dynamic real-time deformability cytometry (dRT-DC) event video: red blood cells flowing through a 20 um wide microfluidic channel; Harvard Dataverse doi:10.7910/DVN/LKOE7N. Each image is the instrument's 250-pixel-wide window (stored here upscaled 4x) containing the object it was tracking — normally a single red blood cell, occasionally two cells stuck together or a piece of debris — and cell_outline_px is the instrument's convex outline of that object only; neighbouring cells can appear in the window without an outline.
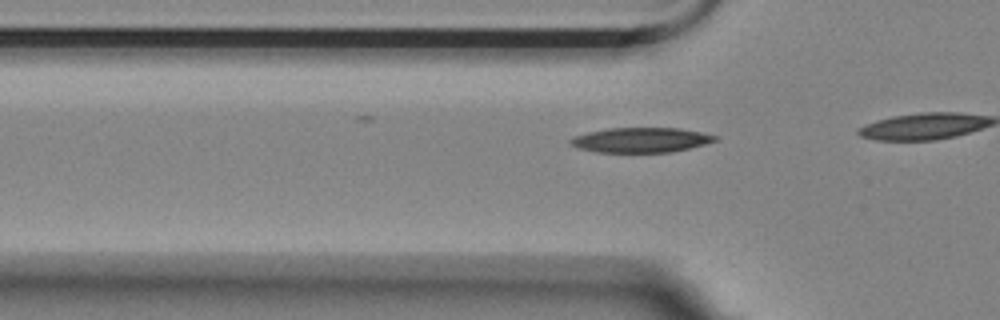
{"species": "Egyptian fruit bat (a non-hibernating species)", "species_latin": "Rousettus aegyptiacus", "temperature_condition": "room temperature", "stored_images_in_passage": 6, "camera_frame_rate_fps": 3000, "um_per_image_px": 0.085, "animal": {"sex": "female"}, "frame": {"image": 1, "passage_image": 3, "time_ms": 0.667, "image_size_px": [1000, 320], "cell_outline_px": [[720, 136], [716, 140], [704, 144], [672, 152], [596, 152], [580, 148], [572, 144], [568, 140], [572, 136], [588, 132], [608, 128], [680, 128]], "centroid_in_image_um": [54.47, 11.89], "position_along_channel_um": 71.3, "area_um2": 20.87}}